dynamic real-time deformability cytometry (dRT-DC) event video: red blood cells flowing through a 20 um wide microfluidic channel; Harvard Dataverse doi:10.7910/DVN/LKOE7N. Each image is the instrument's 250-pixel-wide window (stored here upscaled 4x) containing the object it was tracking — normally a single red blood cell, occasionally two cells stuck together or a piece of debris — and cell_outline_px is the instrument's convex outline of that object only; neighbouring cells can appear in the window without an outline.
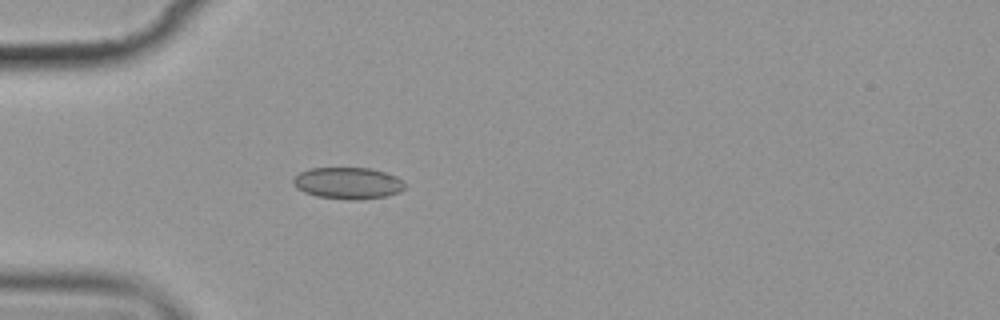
{"species": "common noctule bat (a hibernating species)", "species_latin": "Nyctalus noctula", "temperature_condition": "cold", "stored_images_in_passage": 5, "camera_frame_rate_fps": 3000, "um_per_image_px": 0.085, "animal": {"sex": "female", "body_mass_g": 19.9}, "frame": {"image": 1, "passage_image": 5, "time_ms": 5.333, "image_size_px": [1000, 320], "cell_outline_px": [[408, 184], [400, 192], [388, 196], [360, 200], [348, 200], [316, 196], [304, 192], [296, 188], [292, 184], [292, 180], [300, 172], [312, 168], [372, 168], [396, 176]], "centroid_in_image_um": [29.6, 15.58], "position_along_channel_um": 55.4, "area_um2": 20.87}}